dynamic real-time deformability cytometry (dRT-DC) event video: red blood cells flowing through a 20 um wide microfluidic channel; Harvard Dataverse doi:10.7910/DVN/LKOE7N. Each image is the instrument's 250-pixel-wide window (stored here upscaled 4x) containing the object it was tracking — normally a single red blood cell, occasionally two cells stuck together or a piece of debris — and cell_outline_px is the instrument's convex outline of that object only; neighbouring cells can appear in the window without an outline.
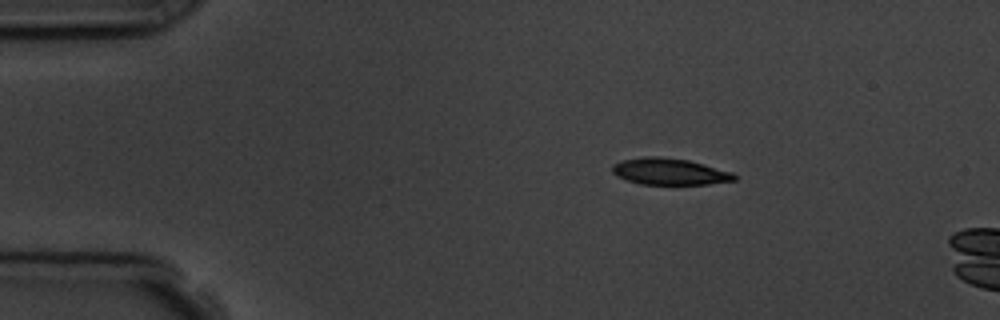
{"species": "common noctule bat (a hibernating species)", "species_latin": "Nyctalus noctula", "temperature_condition": "room temperature", "stored_images_in_passage": 2, "camera_frame_rate_fps": 3000, "um_per_image_px": 0.085, "animal": {"sex": "male", "body_mass_g": 19.5, "forearm_length_mm": 54.6}, "frame": {"image": 1, "passage_image": 1, "time_ms": 0.0, "image_size_px": [1000, 320], "cell_outline_px": [[736, 180], [708, 184], [640, 184], [616, 176], [612, 172], [612, 164], [620, 160], [644, 156], [656, 156], [688, 160], [704, 164], [732, 172], [736, 176]], "centroid_in_image_um": [56.87, 14.57], "position_along_channel_um": 28.1, "area_um2": 18.9}}